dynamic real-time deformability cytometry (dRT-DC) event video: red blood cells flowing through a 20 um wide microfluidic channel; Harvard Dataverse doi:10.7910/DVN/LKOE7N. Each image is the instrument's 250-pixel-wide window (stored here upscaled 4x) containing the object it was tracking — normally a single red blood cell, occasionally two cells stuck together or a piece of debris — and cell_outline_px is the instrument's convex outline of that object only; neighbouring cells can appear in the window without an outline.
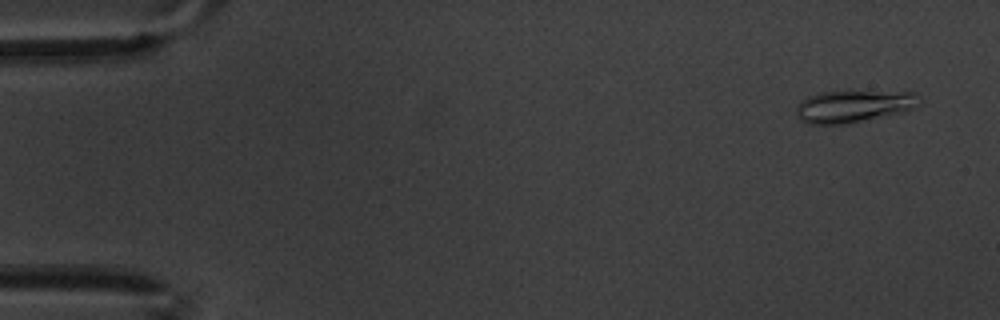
{"species": "common noctule bat (a hibernating species)", "species_latin": "Nyctalus noctula", "temperature_condition": "warm", "stored_images_in_passage": 10, "camera_frame_rate_fps": 3000, "um_per_image_px": 0.085, "animal": {"sex": "male", "body_mass_g": 20.1, "forearm_length_mm": 53.5}, "frame": {"image": 1, "passage_image": 2, "time_ms": 0.333, "image_size_px": [1000, 320], "cell_outline_px": [[916, 108], [904, 112], [848, 124], [808, 124], [800, 120], [796, 116], [796, 108], [800, 100], [808, 96], [820, 92], [916, 92]], "centroid_in_image_um": [72.48, 9.06], "position_along_channel_um": 12.5, "area_um2": 22.95}}